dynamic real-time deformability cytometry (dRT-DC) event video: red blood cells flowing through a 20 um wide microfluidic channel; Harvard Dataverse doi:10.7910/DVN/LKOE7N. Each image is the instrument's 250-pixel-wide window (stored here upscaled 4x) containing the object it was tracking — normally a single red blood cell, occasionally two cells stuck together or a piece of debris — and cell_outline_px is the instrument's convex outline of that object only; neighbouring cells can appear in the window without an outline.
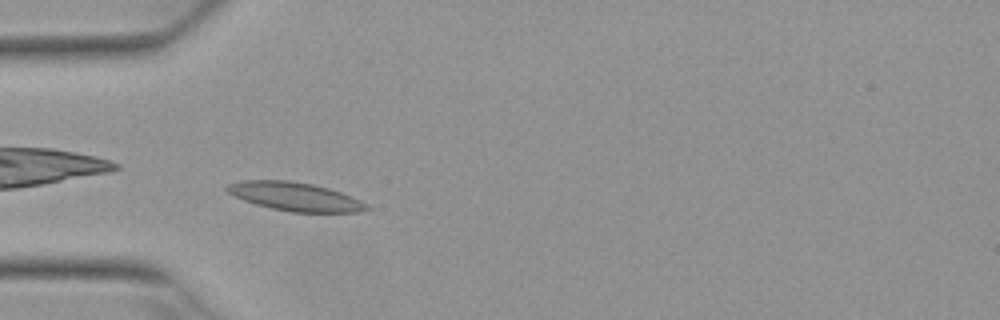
{"species": "Egyptian fruit bat (a non-hibernating species)", "species_latin": "Rousettus aegyptiacus", "temperature_condition": "warm", "stored_images_in_passage": 7, "camera_frame_rate_fps": 3000, "um_per_image_px": 0.085, "animal": {"sex": "female"}, "frame": {"image": 1, "passage_image": 3, "time_ms": 0.667, "image_size_px": [1000, 320], "cell_outline_px": [[372, 208], [360, 212], [292, 212], [272, 208], [256, 204], [244, 200], [228, 192], [224, 188], [228, 184], [240, 180], [288, 180], [312, 184], [328, 188], [340, 192], [360, 200], [368, 204]], "centroid_in_image_um": [25.09, 16.7], "position_along_channel_um": 59.9, "area_um2": 23.12}}
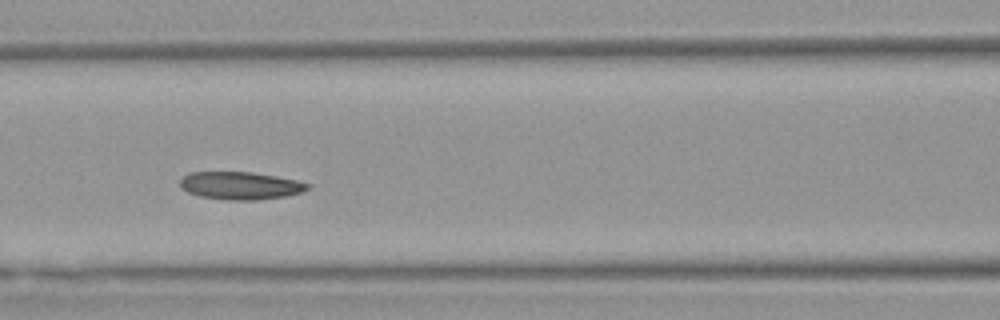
{"frame": {"image": 2, "passage_image": 5, "time_ms": 1.333, "image_size_px": [1000, 320], "cell_outline_px": [[312, 184], [308, 188], [300, 192], [284, 196], [256, 200], [228, 200], [200, 196], [188, 192], [180, 188], [180, 180], [188, 172], [252, 172], [276, 176], [296, 180]], "centroid_in_image_um": [20.41, 15.77], "position_along_channel_um": 146.2, "area_um2": 20.52}}
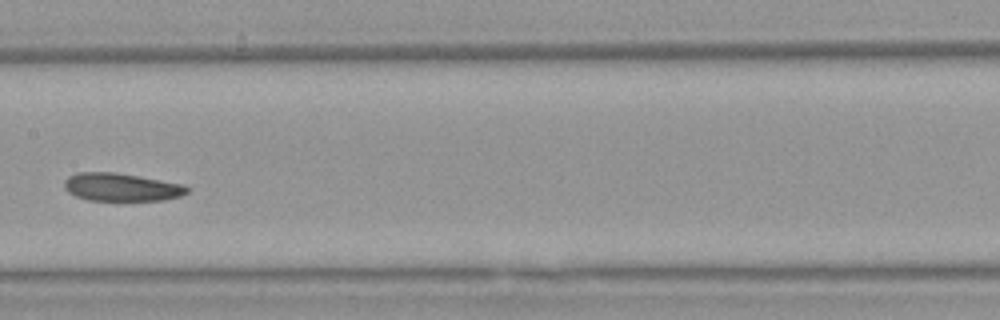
{"frame": {"image": 3, "passage_image": 6, "time_ms": 1.667, "image_size_px": [1000, 320], "cell_outline_px": [[188, 192], [180, 196], [164, 200], [88, 200], [76, 196], [68, 192], [64, 188], [64, 180], [68, 176], [76, 172], [116, 172], [184, 184], [188, 188]], "centroid_in_image_um": [10.29, 15.9], "position_along_channel_um": 197.1, "area_um2": 20.06}}